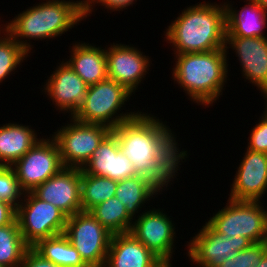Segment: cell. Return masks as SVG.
Returning <instances> with one entry per match:
<instances>
[{
    "label": "cell",
    "mask_w": 267,
    "mask_h": 267,
    "mask_svg": "<svg viewBox=\"0 0 267 267\" xmlns=\"http://www.w3.org/2000/svg\"><path fill=\"white\" fill-rule=\"evenodd\" d=\"M235 175L229 199L260 201L267 192V154L247 149Z\"/></svg>",
    "instance_id": "obj_15"
},
{
    "label": "cell",
    "mask_w": 267,
    "mask_h": 267,
    "mask_svg": "<svg viewBox=\"0 0 267 267\" xmlns=\"http://www.w3.org/2000/svg\"><path fill=\"white\" fill-rule=\"evenodd\" d=\"M89 212L113 235L130 232L132 228L134 219L116 196L96 205Z\"/></svg>",
    "instance_id": "obj_25"
},
{
    "label": "cell",
    "mask_w": 267,
    "mask_h": 267,
    "mask_svg": "<svg viewBox=\"0 0 267 267\" xmlns=\"http://www.w3.org/2000/svg\"><path fill=\"white\" fill-rule=\"evenodd\" d=\"M247 149L267 154V111L263 112L259 123L250 131Z\"/></svg>",
    "instance_id": "obj_31"
},
{
    "label": "cell",
    "mask_w": 267,
    "mask_h": 267,
    "mask_svg": "<svg viewBox=\"0 0 267 267\" xmlns=\"http://www.w3.org/2000/svg\"><path fill=\"white\" fill-rule=\"evenodd\" d=\"M254 1L262 5L264 9L267 11V0H254Z\"/></svg>",
    "instance_id": "obj_38"
},
{
    "label": "cell",
    "mask_w": 267,
    "mask_h": 267,
    "mask_svg": "<svg viewBox=\"0 0 267 267\" xmlns=\"http://www.w3.org/2000/svg\"><path fill=\"white\" fill-rule=\"evenodd\" d=\"M70 52L67 64L88 86L108 79L105 49L79 42L73 44Z\"/></svg>",
    "instance_id": "obj_21"
},
{
    "label": "cell",
    "mask_w": 267,
    "mask_h": 267,
    "mask_svg": "<svg viewBox=\"0 0 267 267\" xmlns=\"http://www.w3.org/2000/svg\"><path fill=\"white\" fill-rule=\"evenodd\" d=\"M117 181L98 175H90L81 169V207L90 211L96 205L114 197Z\"/></svg>",
    "instance_id": "obj_26"
},
{
    "label": "cell",
    "mask_w": 267,
    "mask_h": 267,
    "mask_svg": "<svg viewBox=\"0 0 267 267\" xmlns=\"http://www.w3.org/2000/svg\"><path fill=\"white\" fill-rule=\"evenodd\" d=\"M263 97H265L264 99L266 100V107H265V110L267 111V92H265L263 94Z\"/></svg>",
    "instance_id": "obj_39"
},
{
    "label": "cell",
    "mask_w": 267,
    "mask_h": 267,
    "mask_svg": "<svg viewBox=\"0 0 267 267\" xmlns=\"http://www.w3.org/2000/svg\"><path fill=\"white\" fill-rule=\"evenodd\" d=\"M227 54L225 48L177 54L172 79L177 81L191 101L209 107L219 99L227 82Z\"/></svg>",
    "instance_id": "obj_4"
},
{
    "label": "cell",
    "mask_w": 267,
    "mask_h": 267,
    "mask_svg": "<svg viewBox=\"0 0 267 267\" xmlns=\"http://www.w3.org/2000/svg\"><path fill=\"white\" fill-rule=\"evenodd\" d=\"M175 55L210 52L226 46V13L224 4L199 3L184 8L165 31Z\"/></svg>",
    "instance_id": "obj_2"
},
{
    "label": "cell",
    "mask_w": 267,
    "mask_h": 267,
    "mask_svg": "<svg viewBox=\"0 0 267 267\" xmlns=\"http://www.w3.org/2000/svg\"><path fill=\"white\" fill-rule=\"evenodd\" d=\"M160 191L162 189L155 182L145 176L136 175L117 181L115 196L125 205L128 215L135 219L144 203L154 197L153 195L161 194Z\"/></svg>",
    "instance_id": "obj_23"
},
{
    "label": "cell",
    "mask_w": 267,
    "mask_h": 267,
    "mask_svg": "<svg viewBox=\"0 0 267 267\" xmlns=\"http://www.w3.org/2000/svg\"><path fill=\"white\" fill-rule=\"evenodd\" d=\"M20 267H60V266L45 259L33 247H29L24 254Z\"/></svg>",
    "instance_id": "obj_32"
},
{
    "label": "cell",
    "mask_w": 267,
    "mask_h": 267,
    "mask_svg": "<svg viewBox=\"0 0 267 267\" xmlns=\"http://www.w3.org/2000/svg\"><path fill=\"white\" fill-rule=\"evenodd\" d=\"M16 219L24 242L34 247L40 240L64 234L67 216L56 206L39 199L33 192L24 194Z\"/></svg>",
    "instance_id": "obj_7"
},
{
    "label": "cell",
    "mask_w": 267,
    "mask_h": 267,
    "mask_svg": "<svg viewBox=\"0 0 267 267\" xmlns=\"http://www.w3.org/2000/svg\"><path fill=\"white\" fill-rule=\"evenodd\" d=\"M29 246L24 242L17 219L0 227V265L20 267Z\"/></svg>",
    "instance_id": "obj_27"
},
{
    "label": "cell",
    "mask_w": 267,
    "mask_h": 267,
    "mask_svg": "<svg viewBox=\"0 0 267 267\" xmlns=\"http://www.w3.org/2000/svg\"><path fill=\"white\" fill-rule=\"evenodd\" d=\"M82 170L90 175H98L120 181L136 176L131 161L120 151L117 137L111 132L93 152Z\"/></svg>",
    "instance_id": "obj_18"
},
{
    "label": "cell",
    "mask_w": 267,
    "mask_h": 267,
    "mask_svg": "<svg viewBox=\"0 0 267 267\" xmlns=\"http://www.w3.org/2000/svg\"><path fill=\"white\" fill-rule=\"evenodd\" d=\"M44 86V92L57 109L69 112L71 117L84 103L88 88V85L64 61L51 74Z\"/></svg>",
    "instance_id": "obj_17"
},
{
    "label": "cell",
    "mask_w": 267,
    "mask_h": 267,
    "mask_svg": "<svg viewBox=\"0 0 267 267\" xmlns=\"http://www.w3.org/2000/svg\"><path fill=\"white\" fill-rule=\"evenodd\" d=\"M230 47L236 52L245 79L261 93L267 92V37H226L227 52Z\"/></svg>",
    "instance_id": "obj_16"
},
{
    "label": "cell",
    "mask_w": 267,
    "mask_h": 267,
    "mask_svg": "<svg viewBox=\"0 0 267 267\" xmlns=\"http://www.w3.org/2000/svg\"><path fill=\"white\" fill-rule=\"evenodd\" d=\"M84 19L82 1L46 0L18 14L3 29L30 53L33 48L30 39H54Z\"/></svg>",
    "instance_id": "obj_3"
},
{
    "label": "cell",
    "mask_w": 267,
    "mask_h": 267,
    "mask_svg": "<svg viewBox=\"0 0 267 267\" xmlns=\"http://www.w3.org/2000/svg\"><path fill=\"white\" fill-rule=\"evenodd\" d=\"M35 130L17 123L0 127V166H12L41 138Z\"/></svg>",
    "instance_id": "obj_22"
},
{
    "label": "cell",
    "mask_w": 267,
    "mask_h": 267,
    "mask_svg": "<svg viewBox=\"0 0 267 267\" xmlns=\"http://www.w3.org/2000/svg\"><path fill=\"white\" fill-rule=\"evenodd\" d=\"M137 0H96V3H93L86 11L85 13V18L87 16H90V13L92 14V10L95 6V4H99V5H103L104 8H107L108 10H112L113 11H121V9H127L126 7L133 5Z\"/></svg>",
    "instance_id": "obj_33"
},
{
    "label": "cell",
    "mask_w": 267,
    "mask_h": 267,
    "mask_svg": "<svg viewBox=\"0 0 267 267\" xmlns=\"http://www.w3.org/2000/svg\"><path fill=\"white\" fill-rule=\"evenodd\" d=\"M24 194L12 167L0 166V200L9 202L17 208Z\"/></svg>",
    "instance_id": "obj_29"
},
{
    "label": "cell",
    "mask_w": 267,
    "mask_h": 267,
    "mask_svg": "<svg viewBox=\"0 0 267 267\" xmlns=\"http://www.w3.org/2000/svg\"><path fill=\"white\" fill-rule=\"evenodd\" d=\"M138 216L130 233L161 260H171L176 233L173 221L162 210L155 208Z\"/></svg>",
    "instance_id": "obj_12"
},
{
    "label": "cell",
    "mask_w": 267,
    "mask_h": 267,
    "mask_svg": "<svg viewBox=\"0 0 267 267\" xmlns=\"http://www.w3.org/2000/svg\"><path fill=\"white\" fill-rule=\"evenodd\" d=\"M96 0H82V12L85 14L87 9L95 3Z\"/></svg>",
    "instance_id": "obj_35"
},
{
    "label": "cell",
    "mask_w": 267,
    "mask_h": 267,
    "mask_svg": "<svg viewBox=\"0 0 267 267\" xmlns=\"http://www.w3.org/2000/svg\"><path fill=\"white\" fill-rule=\"evenodd\" d=\"M266 252L267 241L253 243L250 247L237 252L234 257L226 259L218 267H257Z\"/></svg>",
    "instance_id": "obj_30"
},
{
    "label": "cell",
    "mask_w": 267,
    "mask_h": 267,
    "mask_svg": "<svg viewBox=\"0 0 267 267\" xmlns=\"http://www.w3.org/2000/svg\"><path fill=\"white\" fill-rule=\"evenodd\" d=\"M105 53L108 79L123 85L130 93H135L149 70V56L131 45L118 43L111 44Z\"/></svg>",
    "instance_id": "obj_13"
},
{
    "label": "cell",
    "mask_w": 267,
    "mask_h": 267,
    "mask_svg": "<svg viewBox=\"0 0 267 267\" xmlns=\"http://www.w3.org/2000/svg\"><path fill=\"white\" fill-rule=\"evenodd\" d=\"M64 235L88 267H104L113 234L89 212L67 217Z\"/></svg>",
    "instance_id": "obj_9"
},
{
    "label": "cell",
    "mask_w": 267,
    "mask_h": 267,
    "mask_svg": "<svg viewBox=\"0 0 267 267\" xmlns=\"http://www.w3.org/2000/svg\"><path fill=\"white\" fill-rule=\"evenodd\" d=\"M39 199L51 203L67 217L82 211L81 169L63 167L32 191Z\"/></svg>",
    "instance_id": "obj_14"
},
{
    "label": "cell",
    "mask_w": 267,
    "mask_h": 267,
    "mask_svg": "<svg viewBox=\"0 0 267 267\" xmlns=\"http://www.w3.org/2000/svg\"><path fill=\"white\" fill-rule=\"evenodd\" d=\"M130 96L132 93L123 85L106 79L88 86L84 103L72 117L79 122L102 124L114 129L139 113L134 111L118 114L125 102L130 100Z\"/></svg>",
    "instance_id": "obj_5"
},
{
    "label": "cell",
    "mask_w": 267,
    "mask_h": 267,
    "mask_svg": "<svg viewBox=\"0 0 267 267\" xmlns=\"http://www.w3.org/2000/svg\"><path fill=\"white\" fill-rule=\"evenodd\" d=\"M202 227L187 245V256L200 267H218L253 244L244 236L228 238L216 232L207 222Z\"/></svg>",
    "instance_id": "obj_11"
},
{
    "label": "cell",
    "mask_w": 267,
    "mask_h": 267,
    "mask_svg": "<svg viewBox=\"0 0 267 267\" xmlns=\"http://www.w3.org/2000/svg\"><path fill=\"white\" fill-rule=\"evenodd\" d=\"M150 115L139 112L112 129V133L136 174L149 178L164 190L177 176L180 162L188 153L180 152L176 135L164 122Z\"/></svg>",
    "instance_id": "obj_1"
},
{
    "label": "cell",
    "mask_w": 267,
    "mask_h": 267,
    "mask_svg": "<svg viewBox=\"0 0 267 267\" xmlns=\"http://www.w3.org/2000/svg\"><path fill=\"white\" fill-rule=\"evenodd\" d=\"M2 30V32H1ZM0 30V83L21 65L29 53L23 49L4 29ZM1 33L5 35L1 37Z\"/></svg>",
    "instance_id": "obj_28"
},
{
    "label": "cell",
    "mask_w": 267,
    "mask_h": 267,
    "mask_svg": "<svg viewBox=\"0 0 267 267\" xmlns=\"http://www.w3.org/2000/svg\"><path fill=\"white\" fill-rule=\"evenodd\" d=\"M257 267H267V252L263 255L261 263Z\"/></svg>",
    "instance_id": "obj_37"
},
{
    "label": "cell",
    "mask_w": 267,
    "mask_h": 267,
    "mask_svg": "<svg viewBox=\"0 0 267 267\" xmlns=\"http://www.w3.org/2000/svg\"><path fill=\"white\" fill-rule=\"evenodd\" d=\"M161 259L132 233L114 234L104 267H154Z\"/></svg>",
    "instance_id": "obj_19"
},
{
    "label": "cell",
    "mask_w": 267,
    "mask_h": 267,
    "mask_svg": "<svg viewBox=\"0 0 267 267\" xmlns=\"http://www.w3.org/2000/svg\"><path fill=\"white\" fill-rule=\"evenodd\" d=\"M22 190L32 192L64 166L58 144L52 137L39 139L32 148L12 166Z\"/></svg>",
    "instance_id": "obj_10"
},
{
    "label": "cell",
    "mask_w": 267,
    "mask_h": 267,
    "mask_svg": "<svg viewBox=\"0 0 267 267\" xmlns=\"http://www.w3.org/2000/svg\"><path fill=\"white\" fill-rule=\"evenodd\" d=\"M69 119L70 123L52 137L58 144L63 166L82 169L112 129L102 124L79 122L71 116Z\"/></svg>",
    "instance_id": "obj_8"
},
{
    "label": "cell",
    "mask_w": 267,
    "mask_h": 267,
    "mask_svg": "<svg viewBox=\"0 0 267 267\" xmlns=\"http://www.w3.org/2000/svg\"><path fill=\"white\" fill-rule=\"evenodd\" d=\"M170 262H172V260H161L154 267H171L172 263Z\"/></svg>",
    "instance_id": "obj_36"
},
{
    "label": "cell",
    "mask_w": 267,
    "mask_h": 267,
    "mask_svg": "<svg viewBox=\"0 0 267 267\" xmlns=\"http://www.w3.org/2000/svg\"><path fill=\"white\" fill-rule=\"evenodd\" d=\"M33 248L60 267H88L64 234L42 239Z\"/></svg>",
    "instance_id": "obj_24"
},
{
    "label": "cell",
    "mask_w": 267,
    "mask_h": 267,
    "mask_svg": "<svg viewBox=\"0 0 267 267\" xmlns=\"http://www.w3.org/2000/svg\"><path fill=\"white\" fill-rule=\"evenodd\" d=\"M247 1L248 5L246 4L243 6L241 11H237L232 5H229L230 3L226 4L224 2L226 13V37H267L263 33V29L267 27V11L256 1Z\"/></svg>",
    "instance_id": "obj_20"
},
{
    "label": "cell",
    "mask_w": 267,
    "mask_h": 267,
    "mask_svg": "<svg viewBox=\"0 0 267 267\" xmlns=\"http://www.w3.org/2000/svg\"><path fill=\"white\" fill-rule=\"evenodd\" d=\"M17 208L9 202L0 200V227L13 223L16 220Z\"/></svg>",
    "instance_id": "obj_34"
},
{
    "label": "cell",
    "mask_w": 267,
    "mask_h": 267,
    "mask_svg": "<svg viewBox=\"0 0 267 267\" xmlns=\"http://www.w3.org/2000/svg\"><path fill=\"white\" fill-rule=\"evenodd\" d=\"M226 204L207 222L216 232L228 238L244 236L253 243L267 241V210L261 201L228 199Z\"/></svg>",
    "instance_id": "obj_6"
}]
</instances>
